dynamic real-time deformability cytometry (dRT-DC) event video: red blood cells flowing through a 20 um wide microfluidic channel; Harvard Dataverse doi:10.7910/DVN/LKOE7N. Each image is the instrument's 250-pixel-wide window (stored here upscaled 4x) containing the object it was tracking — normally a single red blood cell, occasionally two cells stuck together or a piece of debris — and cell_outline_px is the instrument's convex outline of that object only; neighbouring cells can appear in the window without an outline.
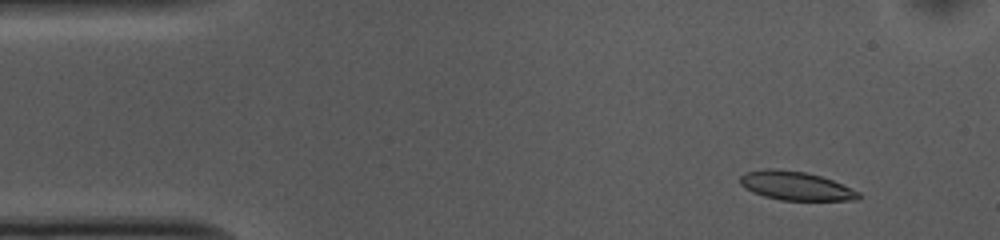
{"species": "common noctule bat (a hibernating species)", "species_latin": "Nyctalus noctula", "temperature_condition": "cold", "stored_images_in_passage": 53, "camera_frame_rate_fps": 3000, "um_per_image_px": 0.085, "animal": {"sex": "female", "body_mass_g": 10.0, "forearm_length_mm": 53.1}, "frame": {"image": 1, "passage_image": 5, "time_ms": 1.333, "image_size_px": [1000, 240], "cell_outline_px": [[860, 200], [780, 200], [764, 196], [752, 192], [744, 188], [740, 184], [740, 176], [744, 172], [764, 168], [772, 168], [804, 172], [820, 176], [832, 180], [860, 192]], "centroid_in_image_um": [67.6, 15.79], "position_along_channel_um": 17.4, "area_um2": 19.88}}
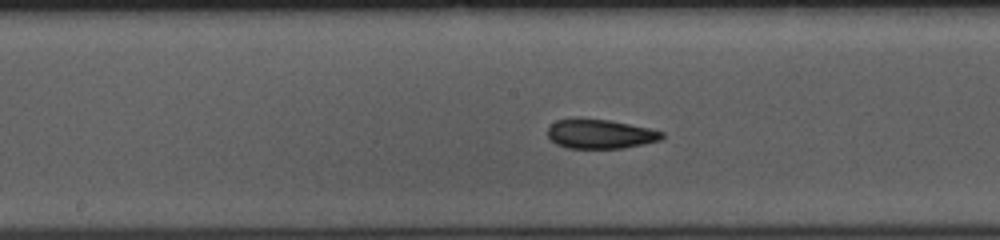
{"frame": {"image": 2, "passage_image": 26, "time_ms": 8.333, "image_size_px": [1000, 240], "cell_outline_px": [[664, 136], [660, 140], [644, 144], [624, 148], [568, 148], [556, 144], [548, 136], [548, 128], [556, 120], [576, 116], [580, 116], [608, 120], [648, 128], [664, 132]], "centroid_in_image_um": [50.98, 11.36], "position_along_channel_um": 197.2, "area_um2": 19.83}}
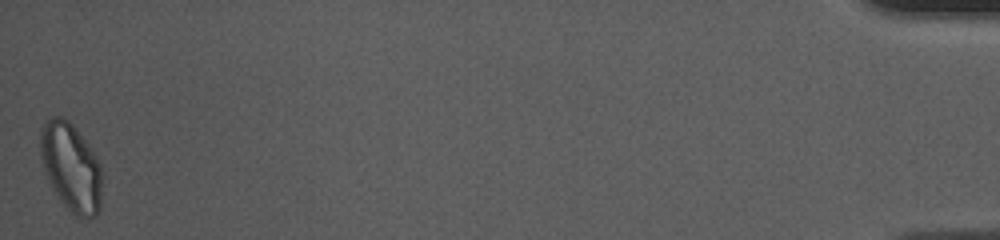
{"frame": {"image": 3, "passage_image": 53, "time_ms": 17.333, "image_size_px": [1000, 240], "cell_outline_px": [[100, 208], [96, 216], [84, 220], [76, 216], [60, 200], [52, 188], [48, 180], [40, 156], [40, 128], [44, 120], [52, 116], [60, 116], [68, 120], [76, 128], [88, 144], [96, 156], [100, 164]], "centroid_in_image_um": [6.01, 14.19], "position_along_channel_um": 429.2, "area_um2": 31.73}, "authors_computed_cell_mechanics": {"area_um2": 20.3456, "velocity_mm_per_s": 3.6831, "shape_relaxation_time_tau1_ms": 6.2382, "shape_relaxation_time_tau2_ms": 3.3958, "deformation_change_tau1": 0.1489, "deformation_change_tau2": 0.1013}}